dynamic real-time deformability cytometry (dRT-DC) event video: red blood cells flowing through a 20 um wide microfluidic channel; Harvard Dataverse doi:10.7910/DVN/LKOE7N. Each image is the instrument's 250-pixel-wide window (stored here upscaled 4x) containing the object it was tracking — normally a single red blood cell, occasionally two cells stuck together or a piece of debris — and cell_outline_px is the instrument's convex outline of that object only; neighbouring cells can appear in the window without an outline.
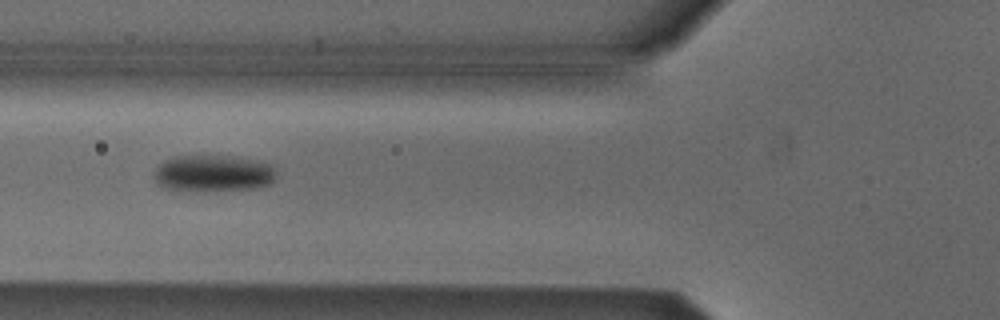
{"species": "Egyptian fruit bat (a non-hibernating species)", "species_latin": "Rousettus aegyptiacus", "temperature_condition": "cold", "stored_images_in_passage": 9, "camera_frame_rate_fps": 3000, "um_per_image_px": 0.085, "animal": {"sex": "male"}, "frame": {"image": 1, "passage_image": 7, "time_ms": 7.667, "image_size_px": [1000, 320], "cell_outline_px": [[276, 176], [272, 184], [256, 188], [164, 188], [156, 184], [152, 176], [156, 168], [164, 160], [172, 156], [232, 156], [260, 160], [272, 164], [276, 168]], "centroid_in_image_um": [18.17, 14.67], "position_along_channel_um": 107.6, "area_um2": 25.61}}
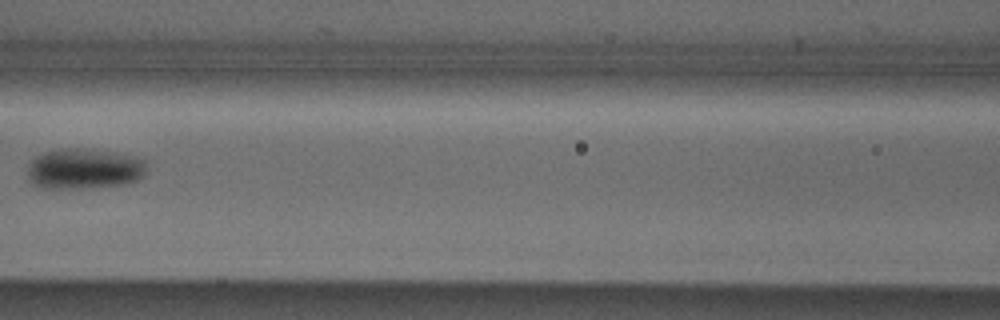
{"frame": {"image": 2, "passage_image": 8, "time_ms": 9.0, "image_size_px": [1000, 320], "cell_outline_px": [[144, 176], [132, 184], [92, 188], [44, 188], [32, 184], [28, 176], [28, 168], [32, 160], [36, 156], [44, 152], [60, 148], [84, 148], [112, 152], [136, 156], [144, 160]], "centroid_in_image_um": [7.17, 14.36], "position_along_channel_um": 159.4, "area_um2": 28.5}}
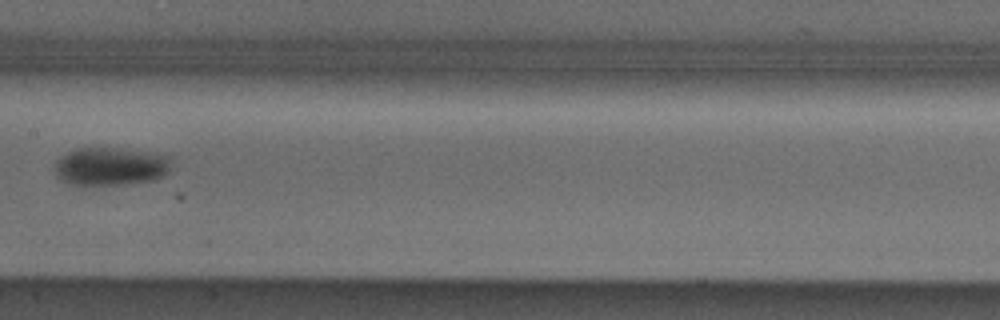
{"frame": {"image": 3, "passage_image": 9, "time_ms": 10.0, "image_size_px": [1000, 320], "cell_outline_px": [[172, 160], [168, 172], [164, 176], [156, 180], [128, 184], [72, 184], [60, 180], [56, 176], [56, 160], [68, 152], [80, 148], [112, 148], [168, 156]], "centroid_in_image_um": [9.41, 14.16], "position_along_channel_um": 198.0, "area_um2": 25.49}}